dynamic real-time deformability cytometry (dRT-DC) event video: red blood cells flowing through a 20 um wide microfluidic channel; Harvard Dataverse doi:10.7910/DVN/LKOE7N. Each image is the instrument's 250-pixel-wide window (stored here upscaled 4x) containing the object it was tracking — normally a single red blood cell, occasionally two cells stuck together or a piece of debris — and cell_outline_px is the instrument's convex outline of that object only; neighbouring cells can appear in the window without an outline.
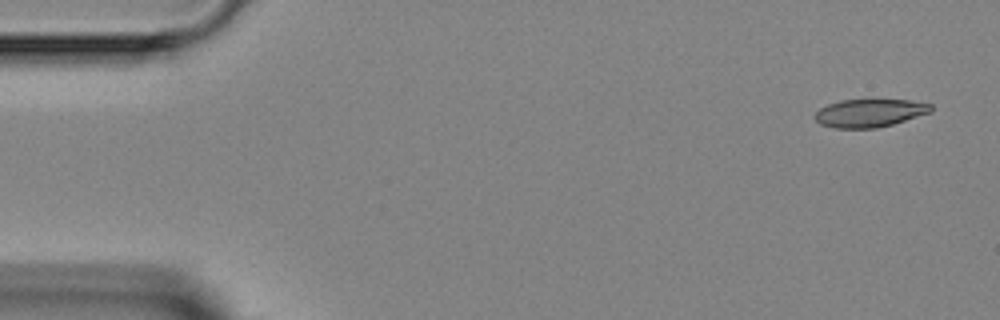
{"species": "Egyptian fruit bat (a non-hibernating species)", "species_latin": "Rousettus aegyptiacus", "temperature_condition": "room temperature", "stored_images_in_passage": 4, "camera_frame_rate_fps": 3000, "um_per_image_px": 0.085, "animal": {"sex": "female"}, "frame": {"image": 1, "passage_image": 1, "time_ms": 0.0, "image_size_px": [1000, 320], "cell_outline_px": [[932, 112], [892, 124], [876, 128], [836, 128], [820, 124], [812, 116], [820, 108], [828, 104], [840, 100], [908, 100], [932, 104]], "centroid_in_image_um": [73.9, 9.61], "position_along_channel_um": 11.1, "area_um2": 18.9}}
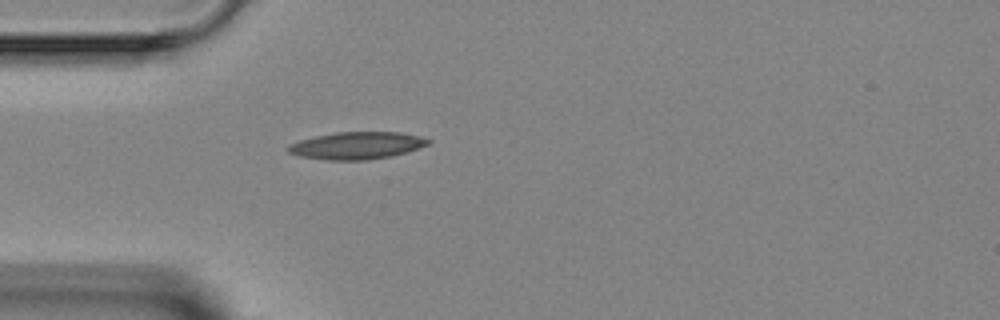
{"frame": {"image": 2, "passage_image": 4, "time_ms": 3.667, "image_size_px": [1000, 320], "cell_outline_px": [[432, 144], [408, 152], [392, 156], [368, 160], [328, 160], [300, 156], [288, 152], [284, 148], [288, 144], [300, 140], [316, 136], [336, 132], [400, 132], [420, 136], [432, 140]], "centroid_in_image_um": [30.36, 12.37], "position_along_channel_um": 54.6, "area_um2": 22.54}}